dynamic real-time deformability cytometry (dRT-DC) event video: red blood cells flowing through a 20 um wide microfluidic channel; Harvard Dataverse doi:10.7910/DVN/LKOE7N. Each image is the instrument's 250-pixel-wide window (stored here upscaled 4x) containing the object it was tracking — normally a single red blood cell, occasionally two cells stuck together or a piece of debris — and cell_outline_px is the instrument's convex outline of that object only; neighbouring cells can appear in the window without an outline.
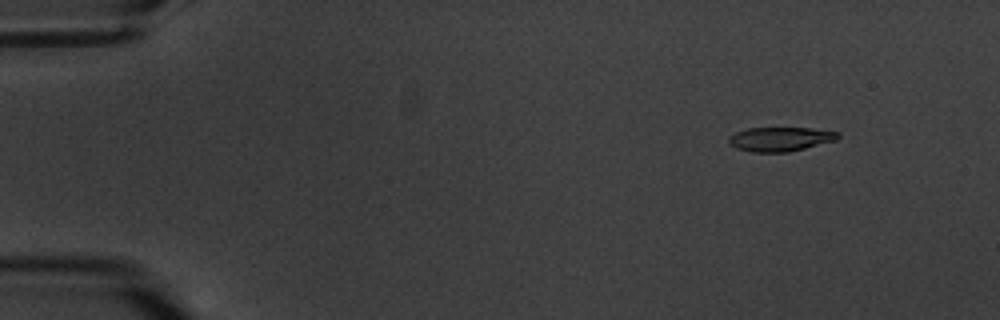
{"species": "common noctule bat (a hibernating species)", "species_latin": "Nyctalus noctula", "temperature_condition": "warm", "stored_images_in_passage": 12, "camera_frame_rate_fps": 3000, "um_per_image_px": 0.085, "animal": {"sex": "male", "body_mass_g": 20.1, "forearm_length_mm": 53.5}, "frame": {"image": 1, "passage_image": 2, "time_ms": 1.0, "image_size_px": [1000, 320], "cell_outline_px": [[840, 136], [836, 140], [788, 152], [752, 152], [736, 148], [728, 144], [728, 136], [736, 132], [748, 128], [812, 128], [840, 132]], "centroid_in_image_um": [66.3, 11.82], "position_along_channel_um": 18.7, "area_um2": 15.43}}
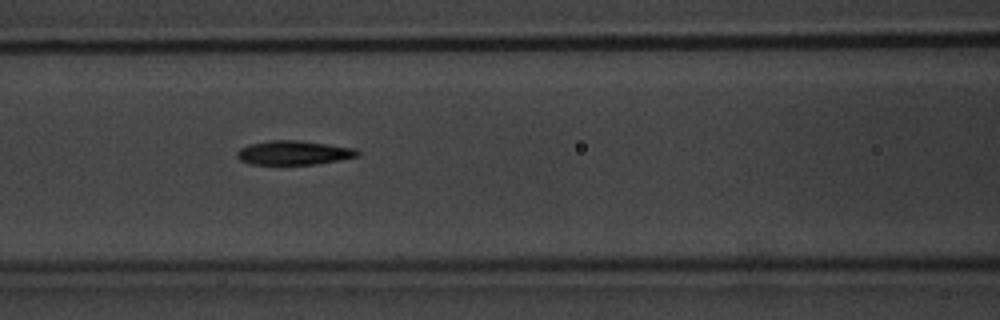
{"frame": {"image": 2, "passage_image": 7, "time_ms": 7.667, "image_size_px": [1000, 320], "cell_outline_px": [[360, 156], [340, 160], [316, 164], [252, 164], [240, 160], [236, 156], [236, 152], [240, 148], [252, 144], [268, 140], [296, 140], [328, 144], [356, 148], [360, 152]], "centroid_in_image_um": [25.0, 12.98], "position_along_channel_um": 141.6, "area_um2": 16.94}}
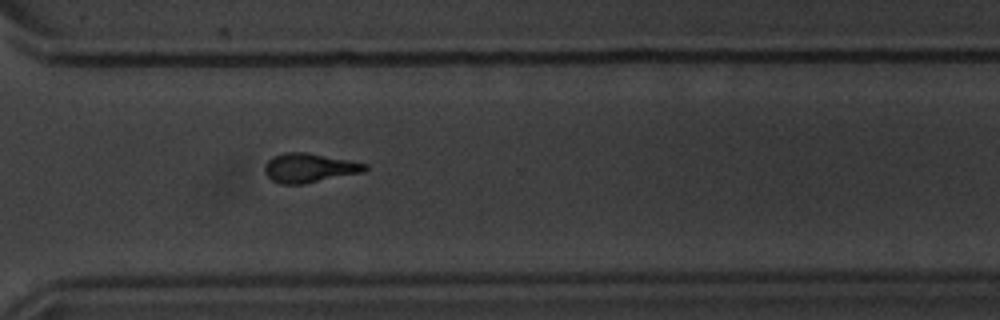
{"frame": {"image": 3, "passage_image": 12, "time_ms": 13.667, "image_size_px": [1000, 320], "cell_outline_px": [[368, 168], [364, 172], [304, 184], [280, 184], [272, 180], [264, 172], [264, 164], [272, 156], [288, 152], [304, 152], [348, 160], [368, 164]], "centroid_in_image_um": [26.27, 14.28], "position_along_channel_um": 344.3, "area_um2": 17.05}}